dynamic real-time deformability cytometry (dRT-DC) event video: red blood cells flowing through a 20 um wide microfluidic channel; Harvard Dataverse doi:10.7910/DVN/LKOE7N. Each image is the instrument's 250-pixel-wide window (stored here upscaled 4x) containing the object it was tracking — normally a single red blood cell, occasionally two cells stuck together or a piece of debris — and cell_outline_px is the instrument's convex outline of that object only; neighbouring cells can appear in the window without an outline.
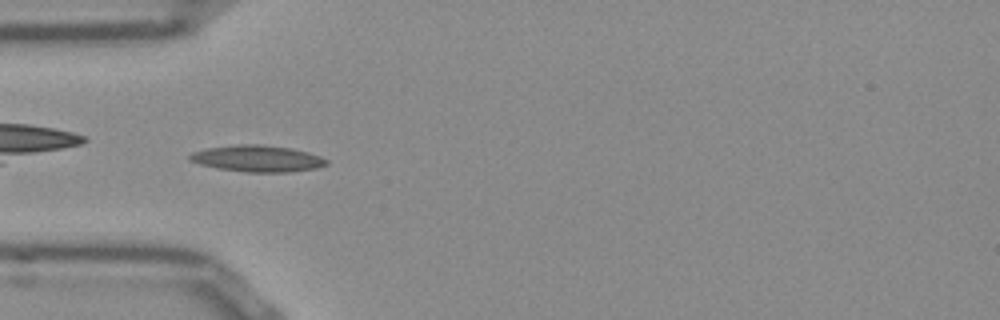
{"species": "Egyptian fruit bat (a non-hibernating species)", "species_latin": "Rousettus aegyptiacus", "temperature_condition": "room temperature", "stored_images_in_passage": 40, "camera_frame_rate_fps": 3000, "um_per_image_px": 0.085, "frame": {"image": 1, "passage_image": 3, "time_ms": 0.667, "image_size_px": [1000, 320], "cell_outline_px": [[328, 164], [316, 168], [288, 172], [248, 172], [216, 168], [200, 164], [188, 160], [188, 156], [192, 152], [208, 148], [240, 144], [260, 144], [288, 148], [308, 152], [320, 156], [328, 160]], "centroid_in_image_um": [21.87, 13.48], "position_along_channel_um": 63.1, "area_um2": 20.98}}
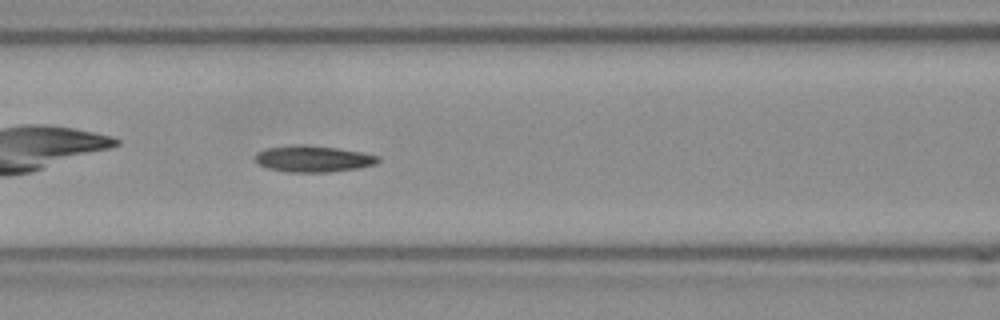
{"frame": {"image": 2, "passage_image": 9, "time_ms": 2.667, "image_size_px": [1000, 320], "cell_outline_px": [[380, 160], [376, 164], [356, 168], [328, 172], [288, 172], [268, 168], [256, 164], [256, 152], [264, 148], [296, 144], [304, 144], [336, 148], [360, 152], [380, 156]], "centroid_in_image_um": [26.58, 13.49], "position_along_channel_um": 140.0, "area_um2": 18.96}}
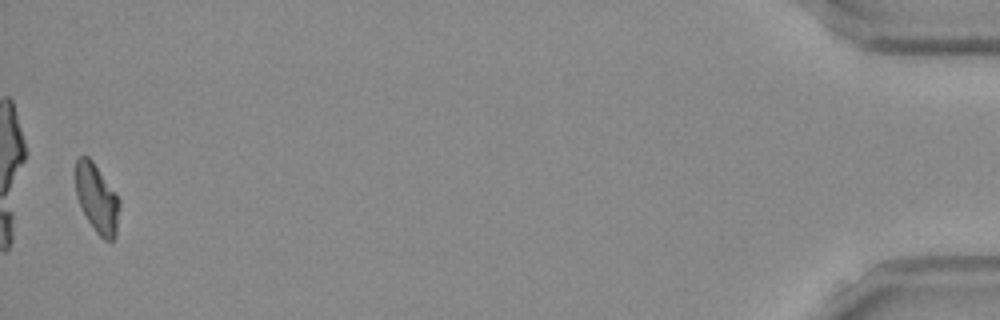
{"frame": {"image": 3, "passage_image": 39, "time_ms": 12.667, "image_size_px": [1000, 320], "cell_outline_px": [[120, 204], [116, 236], [112, 240], [104, 240], [96, 232], [88, 220], [76, 196], [76, 160], [80, 156], [88, 156], [92, 160], [120, 200]], "centroid_in_image_um": [8.24, 16.88], "position_along_channel_um": 427.0, "area_um2": 17.28}, "authors_computed_cell_mechanics": {"area_um2": 18.1203, "velocity_mm_per_s": 3.8297, "shape_relaxation_time_tau1_ms": null, "shape_relaxation_time_tau2_ms": 5.157, "deformation_change_tau1": null, "deformation_change_tau2": 0.1242}}